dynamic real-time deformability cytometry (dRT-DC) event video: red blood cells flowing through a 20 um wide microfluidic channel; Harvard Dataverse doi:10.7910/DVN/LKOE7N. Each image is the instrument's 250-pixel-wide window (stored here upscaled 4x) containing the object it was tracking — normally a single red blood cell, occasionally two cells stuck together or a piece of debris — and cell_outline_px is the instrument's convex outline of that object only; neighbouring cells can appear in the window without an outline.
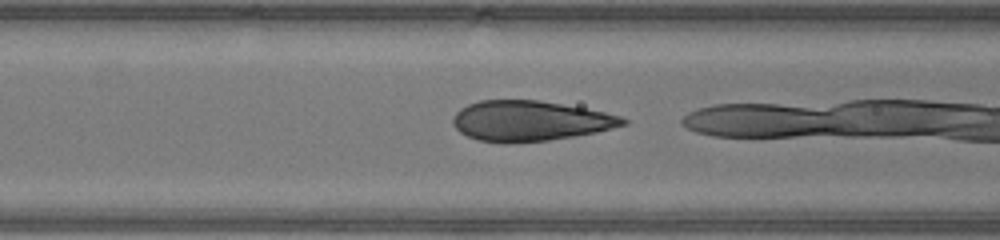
{"species": "human", "species_latin": "Homo sapiens", "temperature_condition": "warm", "stored_images_in_passage": 4, "camera_frame_rate_fps": 3000, "um_per_image_px": 0.085, "donor": {"sex": "male"}, "frame": {"image": 1, "passage_image": 3, "time_ms": 0.667, "image_size_px": [1000, 240], "cell_outline_px": [[628, 124], [596, 132], [548, 140], [508, 144], [504, 144], [480, 140], [468, 136], [460, 132], [452, 124], [452, 116], [460, 108], [468, 104], [480, 100], [540, 100], [584, 108], [604, 112], [620, 116], [628, 120]], "centroid_in_image_um": [45.01, 10.28], "position_along_channel_um": 121.6, "area_um2": 39.94}}